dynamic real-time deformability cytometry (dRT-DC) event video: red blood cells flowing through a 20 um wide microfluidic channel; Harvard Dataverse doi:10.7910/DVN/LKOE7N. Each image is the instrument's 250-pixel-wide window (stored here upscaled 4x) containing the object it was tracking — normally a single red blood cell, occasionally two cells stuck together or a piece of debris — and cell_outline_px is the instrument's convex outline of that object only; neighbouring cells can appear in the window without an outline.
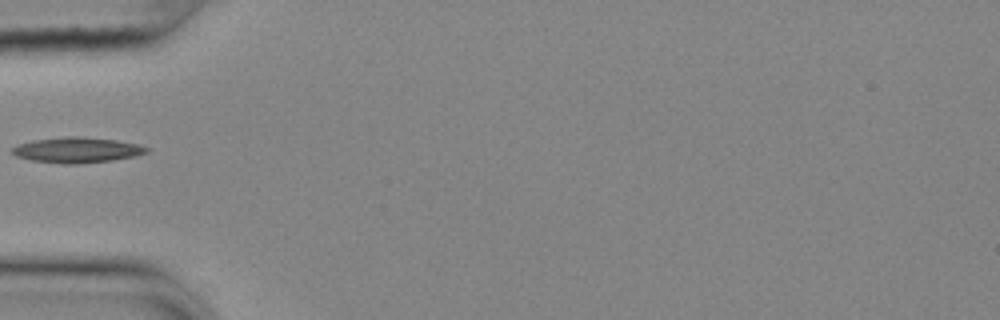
{"species": "common noctule bat (a hibernating species)", "species_latin": "Nyctalus noctula", "temperature_condition": "cold", "stored_images_in_passage": 38, "camera_frame_rate_fps": 3000, "um_per_image_px": 0.085, "animal": {"sex": "female", "body_mass_g": 25.1}, "frame": {"image": 1, "passage_image": 1, "time_ms": 0.0, "image_size_px": [1000, 320], "cell_outline_px": [[148, 152], [136, 156], [112, 160], [72, 164], [64, 164], [32, 160], [16, 156], [12, 152], [12, 148], [20, 144], [36, 140], [68, 136], [80, 136], [116, 140], [136, 144], [148, 148]], "centroid_in_image_um": [6.56, 12.75], "position_along_channel_um": 78.4, "area_um2": 19.59}}
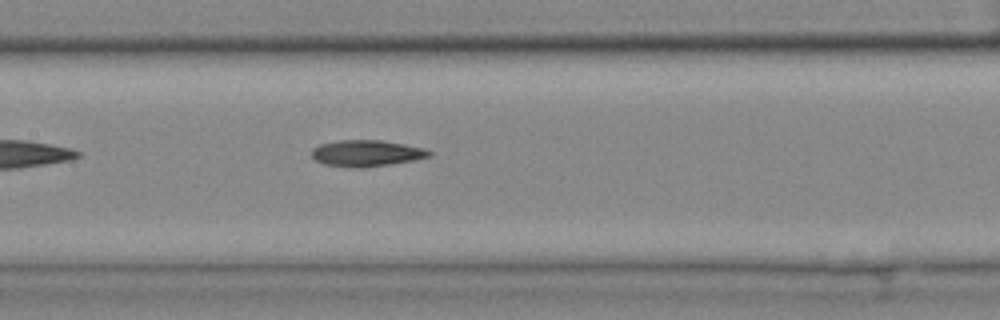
{"frame": {"image": 2, "passage_image": 9, "time_ms": 2.667, "image_size_px": [1000, 320], "cell_outline_px": [[432, 156], [412, 160], [388, 164], [360, 168], [356, 168], [324, 164], [316, 160], [312, 156], [312, 148], [320, 144], [340, 140], [380, 140], [404, 144], [424, 148], [432, 152]], "centroid_in_image_um": [31.15, 13.02], "position_along_channel_um": 176.3, "area_um2": 17.86}}
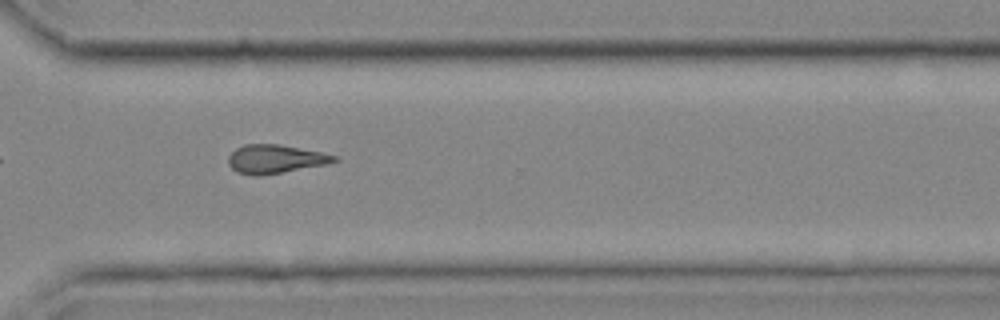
{"frame": {"image": 3, "passage_image": 23, "time_ms": 7.333, "image_size_px": [1000, 320], "cell_outline_px": [[340, 160], [324, 164], [280, 172], [256, 176], [236, 172], [228, 164], [228, 156], [236, 148], [244, 144], [280, 144], [320, 152], [336, 156]], "centroid_in_image_um": [23.34, 13.5], "position_along_channel_um": 347.3, "area_um2": 17.34}}